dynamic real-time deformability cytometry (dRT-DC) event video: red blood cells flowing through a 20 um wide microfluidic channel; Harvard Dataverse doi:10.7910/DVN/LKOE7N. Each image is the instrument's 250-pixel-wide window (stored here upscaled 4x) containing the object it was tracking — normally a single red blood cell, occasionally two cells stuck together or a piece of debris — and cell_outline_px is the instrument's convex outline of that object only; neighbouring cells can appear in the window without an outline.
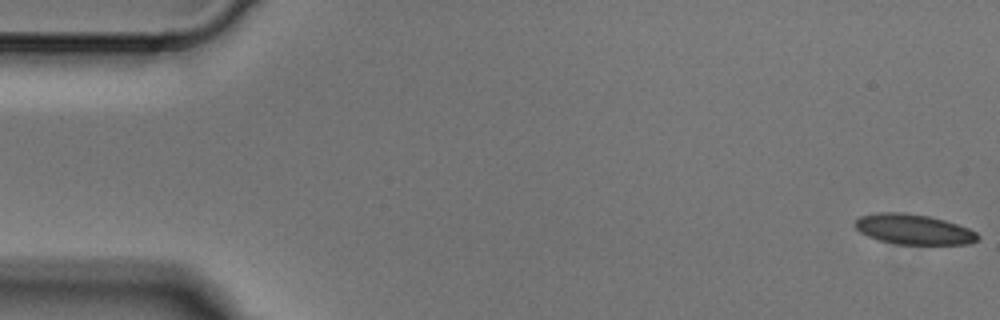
{"species": "Egyptian fruit bat (a non-hibernating species)", "species_latin": "Rousettus aegyptiacus", "temperature_condition": "cold", "stored_images_in_passage": 3, "camera_frame_rate_fps": 3000, "um_per_image_px": 0.085, "animal": {"sex": "male"}, "frame": {"image": 1, "passage_image": 1, "time_ms": 0.0, "image_size_px": [1000, 320], "cell_outline_px": [[980, 236], [976, 240], [968, 244], [896, 244], [880, 240], [868, 236], [860, 232], [852, 224], [860, 216], [880, 212], [904, 212], [928, 216], [944, 220], [968, 228], [976, 232]], "centroid_in_image_um": [77.62, 19.49], "position_along_channel_um": 7.4, "area_um2": 21.5}}